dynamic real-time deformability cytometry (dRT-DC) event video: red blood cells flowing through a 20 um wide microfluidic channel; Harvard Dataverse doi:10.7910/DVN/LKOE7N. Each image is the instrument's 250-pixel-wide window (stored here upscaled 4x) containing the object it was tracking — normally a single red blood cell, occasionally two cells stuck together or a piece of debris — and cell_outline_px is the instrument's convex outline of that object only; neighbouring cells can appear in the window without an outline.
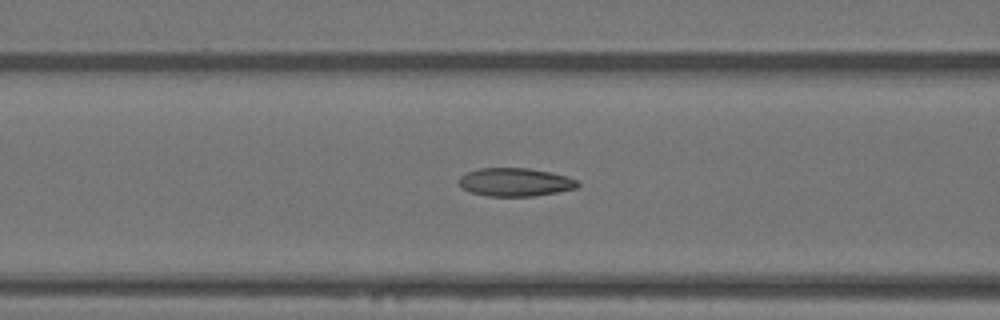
{"species": "Egyptian fruit bat (a non-hibernating species)", "species_latin": "Rousettus aegyptiacus", "temperature_condition": "warm", "stored_images_in_passage": 45, "camera_frame_rate_fps": 3000, "um_per_image_px": 0.085, "animal": {"sex": "female"}, "frame": {"image": 1, "passage_image": 21, "time_ms": 6.667, "image_size_px": [1000, 320], "cell_outline_px": [[580, 184], [576, 188], [556, 192], [532, 196], [484, 196], [468, 192], [460, 188], [456, 180], [460, 176], [468, 172], [480, 168], [528, 168], [552, 172], [568, 176], [580, 180]], "centroid_in_image_um": [43.76, 15.48], "position_along_channel_um": 122.8, "area_um2": 19.94}}
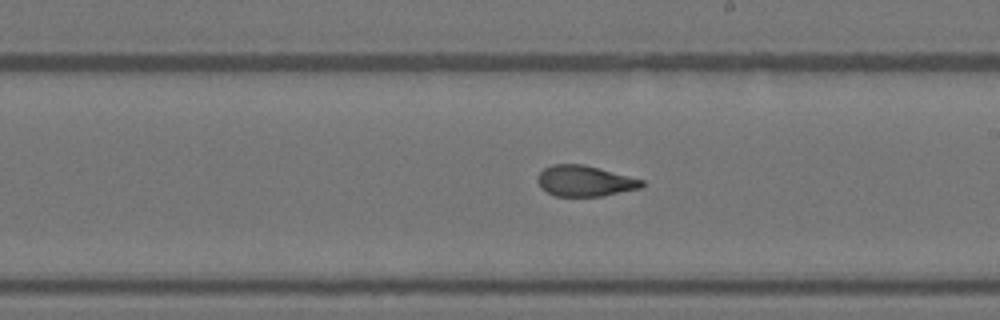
{"frame": {"image": 2, "passage_image": 31, "time_ms": 10.0, "image_size_px": [1000, 320], "cell_outline_px": [[644, 184], [640, 188], [600, 196], [556, 196], [540, 188], [536, 180], [536, 176], [544, 168], [552, 164], [584, 164], [644, 180]], "centroid_in_image_um": [49.66, 15.37], "position_along_channel_um": 239.3, "area_um2": 18.67}}
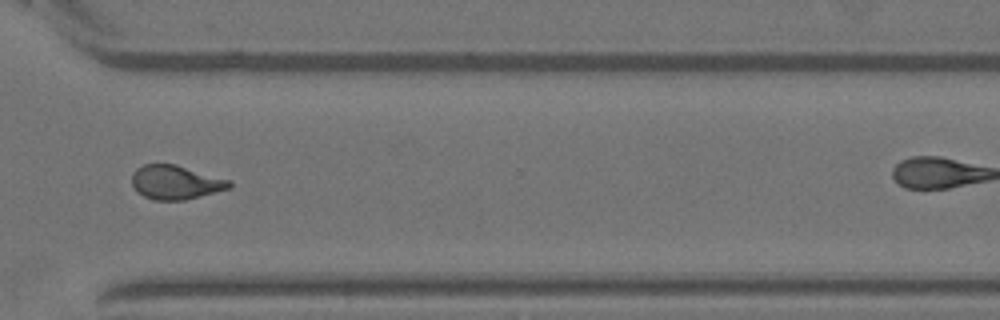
{"frame": {"image": 3, "passage_image": 41, "time_ms": 13.333, "image_size_px": [1000, 320], "cell_outline_px": [[232, 184], [228, 188], [200, 196], [184, 200], [156, 200], [144, 196], [136, 192], [132, 184], [132, 172], [136, 168], [144, 164], [176, 164], [232, 180]], "centroid_in_image_um": [14.91, 15.48], "position_along_channel_um": 355.7, "area_um2": 19.36}}